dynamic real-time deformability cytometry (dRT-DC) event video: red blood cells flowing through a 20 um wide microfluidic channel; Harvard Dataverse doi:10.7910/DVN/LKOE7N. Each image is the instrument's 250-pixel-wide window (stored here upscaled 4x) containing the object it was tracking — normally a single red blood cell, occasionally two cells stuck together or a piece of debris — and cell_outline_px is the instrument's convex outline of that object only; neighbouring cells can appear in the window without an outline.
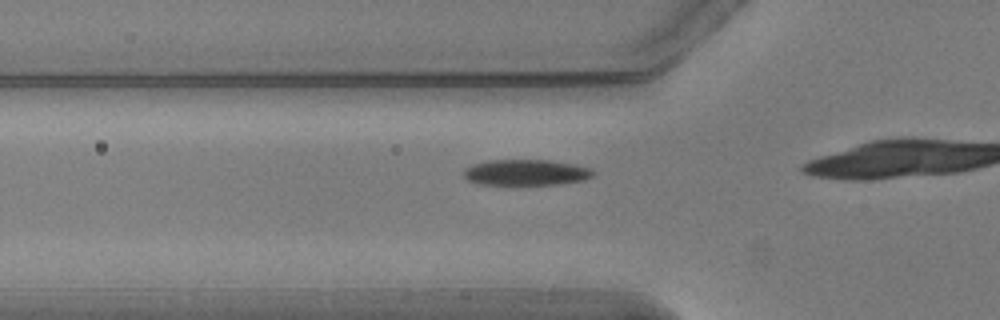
{"species": "common noctule bat (a hibernating species)", "species_latin": "Nyctalus noctula", "temperature_condition": "warm", "stored_images_in_passage": 16, "camera_frame_rate_fps": 3000, "um_per_image_px": 0.085, "animal": {"sex": "male", "body_mass_g": 20.5, "forearm_length_mm": 52.5}, "frame": {"image": 1, "passage_image": 7, "time_ms": 2.0, "image_size_px": [1000, 320], "cell_outline_px": [[596, 176], [584, 180], [560, 184], [512, 188], [480, 184], [468, 180], [464, 176], [464, 168], [472, 164], [488, 160], [552, 160], [592, 168], [596, 172]], "centroid_in_image_um": [44.72, 14.71], "position_along_channel_um": 81.1, "area_um2": 20.81}}
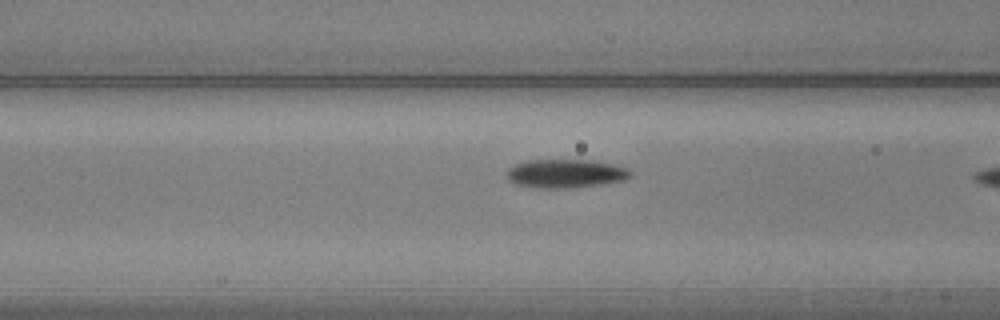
{"frame": {"image": 2, "passage_image": 10, "time_ms": 3.0, "image_size_px": [1000, 320], "cell_outline_px": [[632, 176], [624, 180], [576, 188], [540, 188], [516, 184], [508, 180], [508, 168], [516, 164], [528, 160], [592, 160], [612, 164], [628, 168], [632, 172]], "centroid_in_image_um": [48.1, 14.75], "position_along_channel_um": 118.5, "area_um2": 20.63}}
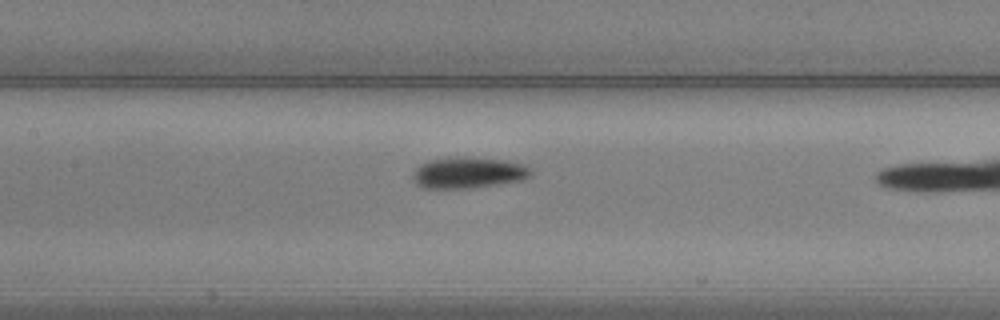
{"frame": {"image": 3, "passage_image": 14, "time_ms": 4.333, "image_size_px": [1000, 320], "cell_outline_px": [[532, 176], [524, 180], [472, 188], [420, 188], [416, 184], [412, 176], [416, 168], [420, 164], [428, 160], [448, 156], [468, 156], [508, 160], [528, 164], [532, 168]], "centroid_in_image_um": [39.86, 14.65], "position_along_channel_um": 167.5, "area_um2": 22.25}}